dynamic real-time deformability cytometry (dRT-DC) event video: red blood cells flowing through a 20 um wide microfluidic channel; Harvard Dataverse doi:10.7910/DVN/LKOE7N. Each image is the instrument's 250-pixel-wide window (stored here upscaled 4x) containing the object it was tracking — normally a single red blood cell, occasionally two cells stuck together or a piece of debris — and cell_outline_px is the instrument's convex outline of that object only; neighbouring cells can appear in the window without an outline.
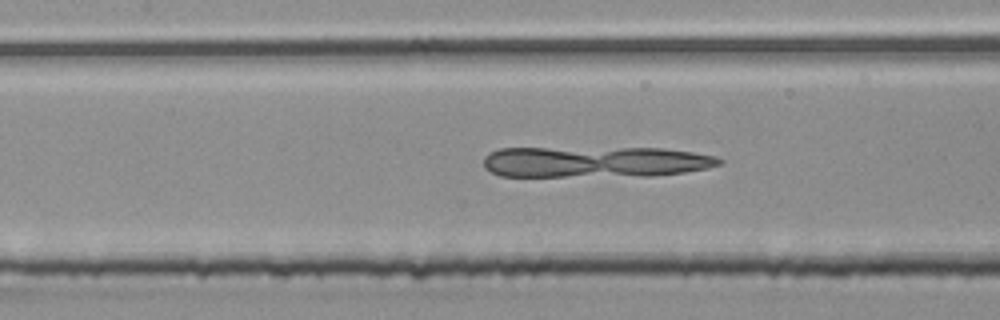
{"species": "common noctule bat (a hibernating species)", "species_latin": "Nyctalus noctula", "temperature_condition": "room temperature", "stored_images_in_passage": 44, "camera_frame_rate_fps": 3000, "um_per_image_px": 0.085, "animal": {"sex": "male", "body_mass_g": 20.4}, "frame": {"image": 1, "passage_image": 14, "time_ms": 4.333, "image_size_px": [1000, 320], "cell_outline_px": [[724, 160], [720, 164], [708, 168], [684, 172], [652, 176], [500, 176], [484, 168], [484, 156], [488, 152], [500, 148], [664, 148], [692, 152], [716, 156]], "centroid_in_image_um": [50.58, 13.76], "position_along_channel_um": 156.8, "area_um2": 42.95}}
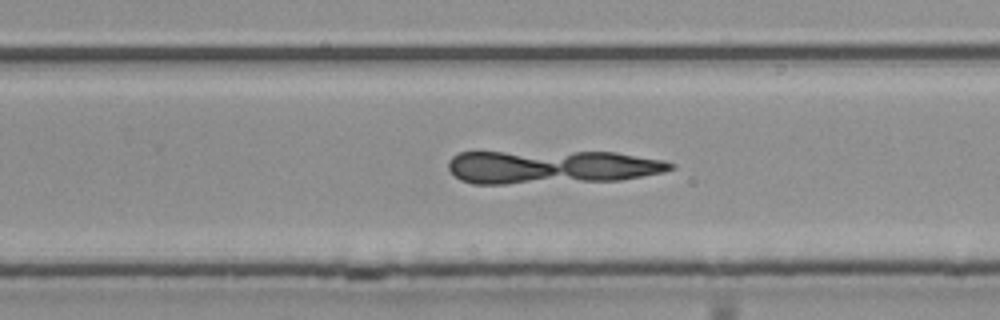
{"frame": {"image": 2, "passage_image": 24, "time_ms": 7.667, "image_size_px": [1000, 320], "cell_outline_px": [[676, 168], [664, 172], [620, 180], [504, 184], [472, 184], [460, 180], [448, 168], [448, 160], [452, 156], [460, 152], [476, 148], [616, 152], [664, 160], [676, 164]], "centroid_in_image_um": [46.76, 14.12], "position_along_channel_um": 283.0, "area_um2": 45.95}}
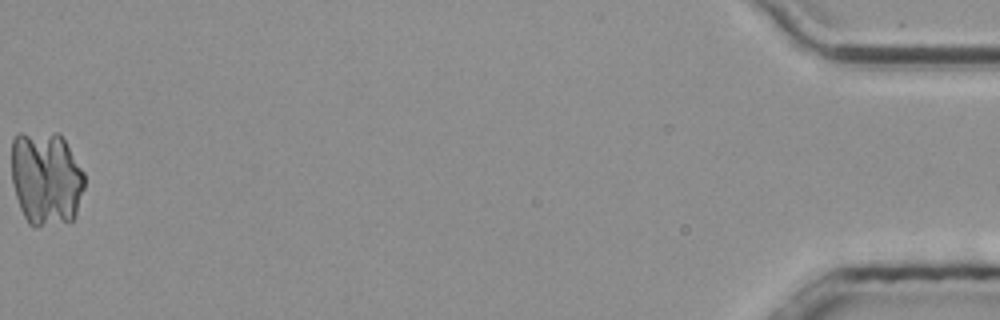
{"frame": {"image": 3, "passage_image": 44, "time_ms": 14.333, "image_size_px": [1000, 320], "cell_outline_px": [[84, 188], [76, 212], [72, 220], [36, 228], [32, 228], [28, 224], [20, 208], [12, 184], [12, 140], [20, 132], [60, 132], [84, 172]], "centroid_in_image_um": [3.9, 15.15], "position_along_channel_um": 431.3, "area_um2": 40.63}}